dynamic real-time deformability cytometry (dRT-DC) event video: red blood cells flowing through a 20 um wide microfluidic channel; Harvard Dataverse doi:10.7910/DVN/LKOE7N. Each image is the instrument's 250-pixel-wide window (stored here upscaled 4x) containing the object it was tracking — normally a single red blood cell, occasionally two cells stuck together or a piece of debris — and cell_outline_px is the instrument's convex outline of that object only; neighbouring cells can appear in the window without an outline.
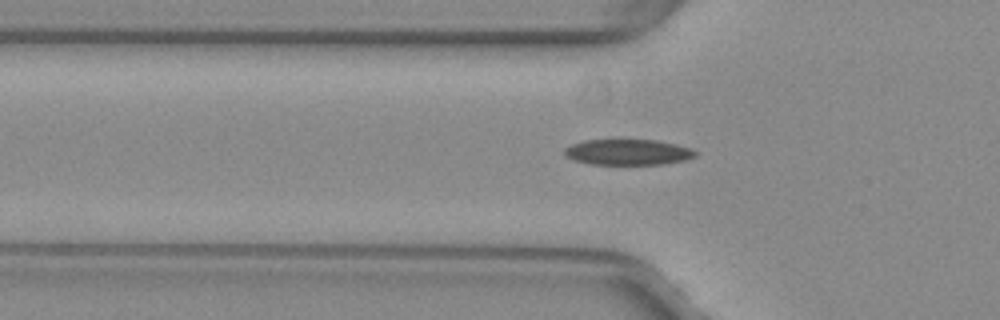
{"species": "common noctule bat (a hibernating species)", "species_latin": "Nyctalus noctula", "temperature_condition": "warm", "stored_images_in_passage": 39, "camera_frame_rate_fps": 3000, "um_per_image_px": 0.085, "animal": {"sex": "female", "body_mass_g": 29.2, "forearm_length_mm": 56.3}, "frame": {"image": 1, "passage_image": 8, "time_ms": 2.333, "image_size_px": [1000, 320], "cell_outline_px": [[696, 156], [684, 160], [664, 164], [592, 164], [576, 160], [564, 156], [564, 148], [572, 144], [584, 140], [616, 136], [656, 140], [676, 144], [692, 148], [696, 152]], "centroid_in_image_um": [53.34, 12.87], "position_along_channel_um": 72.5, "area_um2": 20.58}}
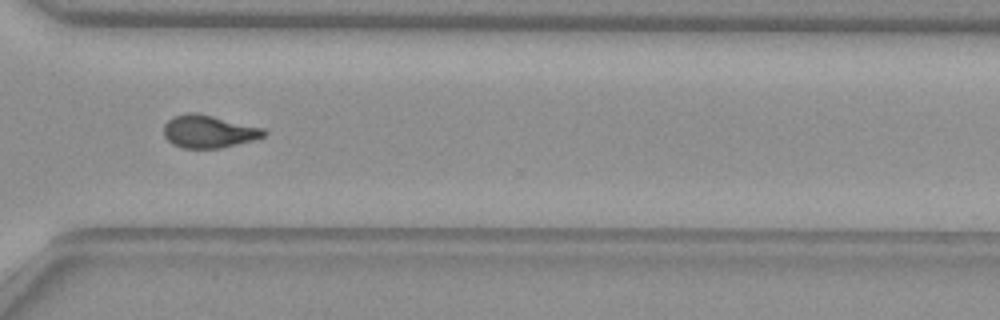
{"frame": {"image": 2, "passage_image": 29, "time_ms": 9.333, "image_size_px": [1000, 320], "cell_outline_px": [[268, 132], [264, 136], [256, 140], [220, 148], [180, 148], [172, 144], [164, 136], [164, 124], [172, 116], [188, 112], [196, 112], [264, 128]], "centroid_in_image_um": [17.74, 11.18], "position_along_channel_um": 352.9, "area_um2": 19.31}}
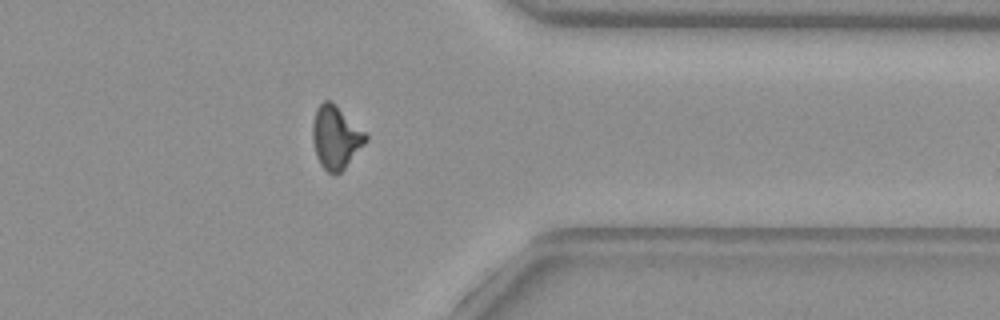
{"frame": {"image": 3, "passage_image": 32, "time_ms": 10.333, "image_size_px": [1000, 320], "cell_outline_px": [[368, 140], [344, 168], [336, 176], [328, 172], [320, 164], [316, 156], [312, 140], [312, 124], [316, 108], [324, 100], [332, 100], [368, 136]], "centroid_in_image_um": [28.51, 11.67], "position_along_channel_um": 382.9, "area_um2": 19.48}, "authors_computed_cell_mechanics": {"area_um2": 19.4786, "velocity_mm_per_s": 4.0107, "shape_relaxation_time_tau1_ms": 10.1882, "shape_relaxation_time_tau2_ms": 2.8929, "deformation_change_tau1": 0.2293, "deformation_change_tau2": 0.079}}